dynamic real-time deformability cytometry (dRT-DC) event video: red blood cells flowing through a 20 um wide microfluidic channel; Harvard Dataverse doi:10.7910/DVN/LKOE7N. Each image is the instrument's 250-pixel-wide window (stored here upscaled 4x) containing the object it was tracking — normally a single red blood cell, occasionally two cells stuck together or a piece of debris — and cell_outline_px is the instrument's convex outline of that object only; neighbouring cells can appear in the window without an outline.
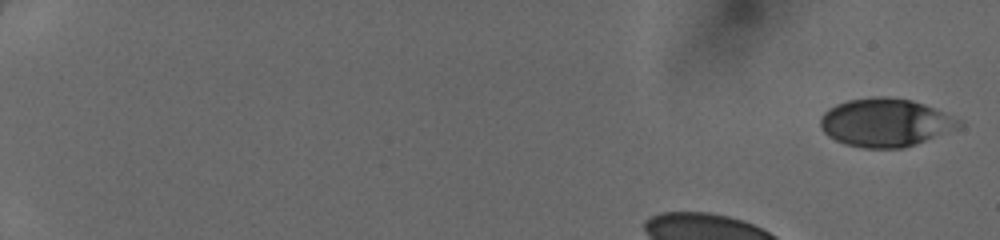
{"species": "human", "species_latin": "Homo sapiens", "temperature_condition": "cold", "stored_images_in_passage": 39, "camera_frame_rate_fps": 3000, "um_per_image_px": 0.085, "donor": {"sex": "female"}, "frame": {"image": 1, "passage_image": 1, "time_ms": 0.0, "image_size_px": [1000, 240], "cell_outline_px": [[964, 124], [960, 128], [904, 148], [864, 148], [844, 144], [828, 136], [820, 128], [820, 116], [828, 108], [836, 104], [848, 100], [872, 96], [884, 96], [912, 100], [924, 104], [964, 120]], "centroid_in_image_um": [75.27, 10.41], "position_along_channel_um": 9.7, "area_um2": 39.36}}
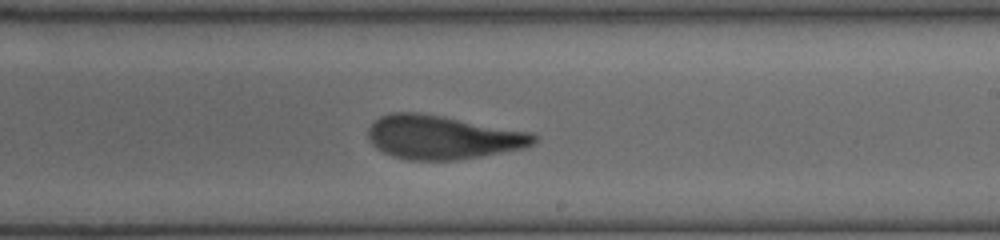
{"frame": {"image": 2, "passage_image": 27, "time_ms": 8.667, "image_size_px": [1000, 240], "cell_outline_px": [[540, 136], [536, 144], [524, 148], [480, 156], [456, 160], [404, 160], [392, 156], [376, 148], [372, 144], [368, 136], [368, 128], [380, 116], [392, 112], [416, 112], [440, 116], [532, 132]], "centroid_in_image_um": [37.64, 11.68], "position_along_channel_um": 251.4, "area_um2": 42.25}}
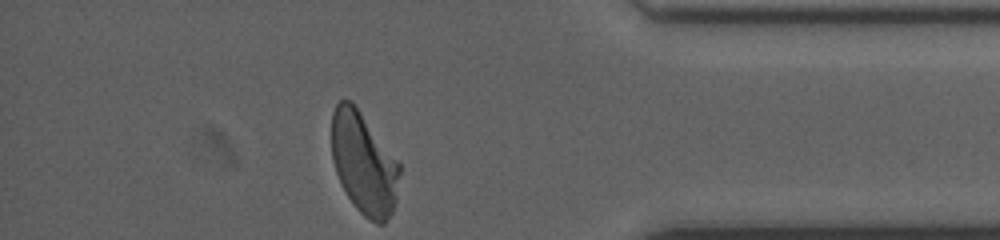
{"frame": {"image": 3, "passage_image": 39, "time_ms": 12.667, "image_size_px": [1000, 240], "cell_outline_px": [[400, 172], [396, 200], [392, 212], [384, 224], [376, 224], [364, 216], [356, 208], [340, 184], [332, 160], [332, 112], [336, 104], [340, 100], [352, 100], [400, 164]], "centroid_in_image_um": [30.92, 13.89], "position_along_channel_um": 404.3, "area_um2": 40.29}}